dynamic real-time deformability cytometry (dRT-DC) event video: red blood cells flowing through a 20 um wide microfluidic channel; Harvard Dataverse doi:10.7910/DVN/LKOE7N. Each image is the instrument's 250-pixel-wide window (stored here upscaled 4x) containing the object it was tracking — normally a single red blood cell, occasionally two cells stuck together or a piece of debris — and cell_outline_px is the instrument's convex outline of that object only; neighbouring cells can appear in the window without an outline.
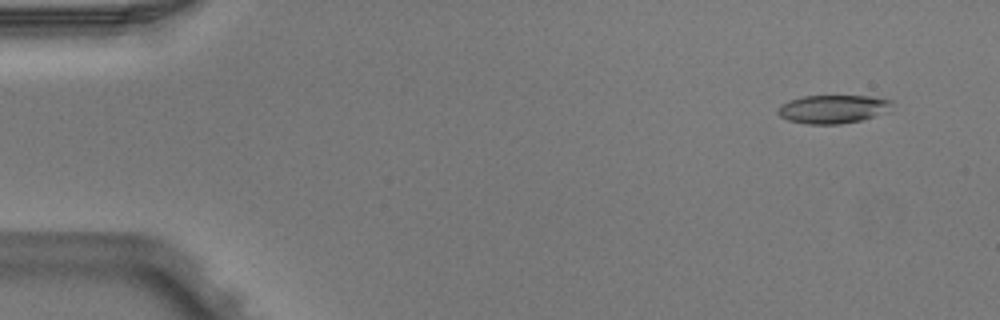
{"species": "Egyptian fruit bat (a non-hibernating species)", "species_latin": "Rousettus aegyptiacus", "temperature_condition": "warm", "stored_images_in_passage": 6, "segment_of_instrument_passage": [1, 2], "camera_frame_rate_fps": 3000, "um_per_image_px": 0.085, "animal": {"sex": "male"}, "frame": {"image": 1, "passage_image": 2, "time_ms": 0.333, "image_size_px": [1000, 320], "cell_outline_px": [[892, 112], [860, 120], [840, 124], [808, 124], [788, 120], [780, 116], [776, 112], [780, 104], [788, 100], [804, 96], [872, 96], [892, 100]], "centroid_in_image_um": [70.84, 9.27], "position_along_channel_um": 14.2, "area_um2": 19.19}}